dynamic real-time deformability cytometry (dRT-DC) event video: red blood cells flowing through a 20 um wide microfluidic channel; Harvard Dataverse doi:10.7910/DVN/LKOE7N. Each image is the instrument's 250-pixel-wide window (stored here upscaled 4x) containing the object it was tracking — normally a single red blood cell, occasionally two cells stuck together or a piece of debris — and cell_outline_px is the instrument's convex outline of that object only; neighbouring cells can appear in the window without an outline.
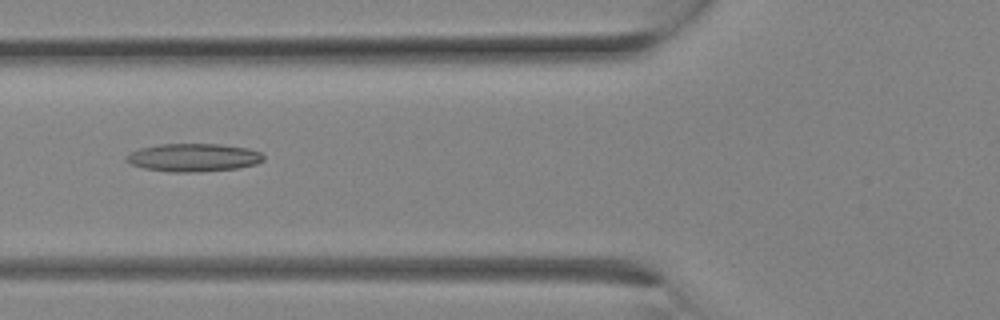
{"species": "Egyptian fruit bat (a non-hibernating species)", "species_latin": "Rousettus aegyptiacus", "temperature_condition": "room temperature", "stored_images_in_passage": 11, "camera_frame_rate_fps": 3000, "um_per_image_px": 0.085, "animal": {"sex": "female"}, "frame": {"image": 1, "passage_image": 10, "time_ms": 3.0, "image_size_px": [1000, 320], "cell_outline_px": [[264, 160], [256, 164], [236, 168], [196, 172], [172, 172], [144, 168], [132, 164], [124, 160], [124, 156], [128, 152], [140, 148], [160, 144], [220, 144], [248, 148], [260, 152], [264, 156]], "centroid_in_image_um": [16.41, 13.38], "position_along_channel_um": 109.4, "area_um2": 22.48}}